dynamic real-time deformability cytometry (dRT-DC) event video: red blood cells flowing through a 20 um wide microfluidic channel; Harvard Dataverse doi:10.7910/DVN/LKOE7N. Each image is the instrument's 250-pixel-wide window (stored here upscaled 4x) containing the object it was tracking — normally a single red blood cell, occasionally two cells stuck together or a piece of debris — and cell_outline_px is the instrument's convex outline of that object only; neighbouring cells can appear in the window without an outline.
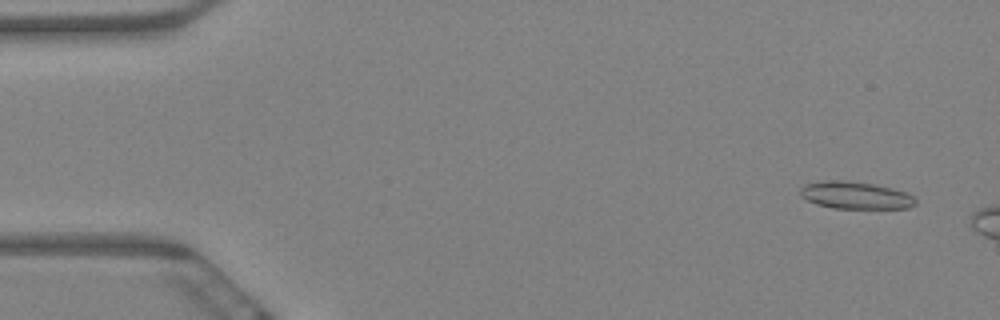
{"species": "Egyptian fruit bat (a non-hibernating species)", "species_latin": "Rousettus aegyptiacus", "temperature_condition": "warm", "stored_images_in_passage": 5, "camera_frame_rate_fps": 3000, "um_per_image_px": 0.085, "animal": {"sex": "female"}, "frame": {"image": 1, "passage_image": 1, "time_ms": 0.0, "image_size_px": [1000, 320], "cell_outline_px": [[916, 204], [908, 208], [832, 208], [816, 204], [800, 196], [800, 188], [804, 184], [828, 180], [840, 180], [872, 184], [892, 188], [904, 192], [912, 196], [916, 200]], "centroid_in_image_um": [72.68, 16.6], "position_along_channel_um": 12.3, "area_um2": 18.15}}